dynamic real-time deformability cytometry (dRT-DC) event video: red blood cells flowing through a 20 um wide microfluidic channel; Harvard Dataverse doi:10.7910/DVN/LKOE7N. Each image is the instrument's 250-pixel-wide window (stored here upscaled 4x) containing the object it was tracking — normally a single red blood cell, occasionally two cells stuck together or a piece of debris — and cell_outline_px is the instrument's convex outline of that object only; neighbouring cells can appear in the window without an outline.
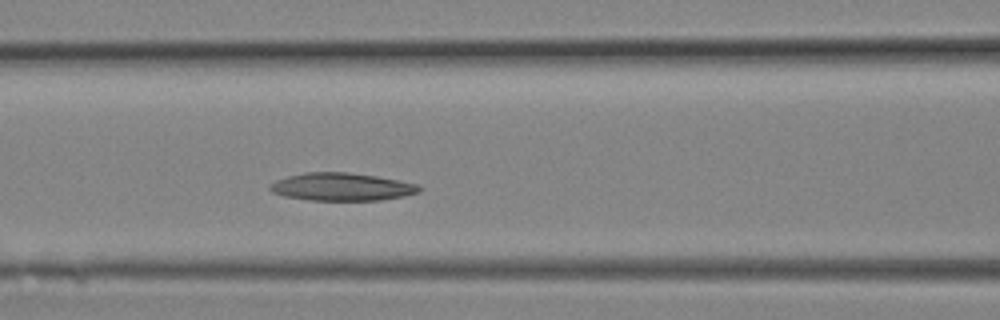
{"species": "Egyptian fruit bat (a non-hibernating species)", "species_latin": "Rousettus aegyptiacus", "temperature_condition": "room temperature", "stored_images_in_passage": 6, "segment_of_instrument_passage": [1, 2], "camera_frame_rate_fps": 3000, "um_per_image_px": 0.085, "animal": {"sex": "female"}, "frame": {"image": 1, "passage_image": 5, "time_ms": 1.333, "image_size_px": [1000, 320], "cell_outline_px": [[424, 188], [420, 192], [404, 196], [380, 200], [308, 200], [284, 196], [272, 192], [268, 188], [268, 184], [276, 180], [288, 176], [304, 172], [348, 172], [376, 176], [416, 184]], "centroid_in_image_um": [29.02, 15.88], "position_along_channel_um": 137.6, "area_um2": 24.22}}